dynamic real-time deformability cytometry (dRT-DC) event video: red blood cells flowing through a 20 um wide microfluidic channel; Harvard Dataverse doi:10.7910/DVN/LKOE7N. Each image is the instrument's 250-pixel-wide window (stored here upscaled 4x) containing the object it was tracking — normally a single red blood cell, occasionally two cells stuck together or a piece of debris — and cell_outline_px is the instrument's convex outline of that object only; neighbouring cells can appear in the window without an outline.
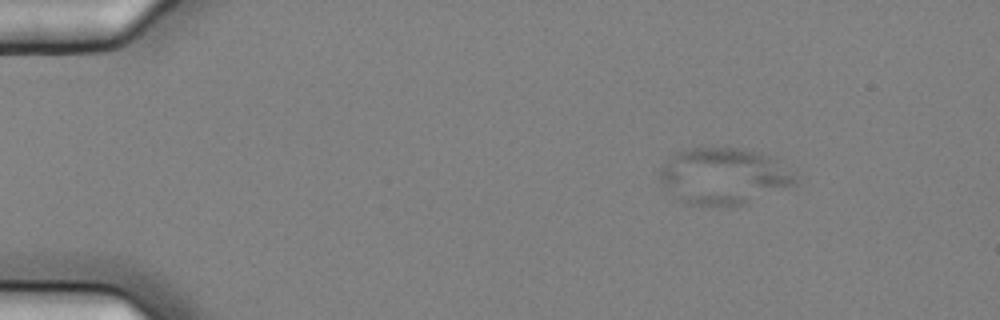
{"species": "common noctule bat (a hibernating species)", "species_latin": "Nyctalus noctula", "temperature_condition": "cold", "stored_images_in_passage": 5, "camera_frame_rate_fps": 3000, "um_per_image_px": 0.085, "animal": {"sex": "female", "body_mass_g": 25.1}, "frame": {"image": 1, "passage_image": 2, "time_ms": 0.333, "image_size_px": [1000, 320], "cell_outline_px": [[796, 180], [792, 184], [748, 204], [736, 208], [688, 204], [680, 200], [660, 180], [660, 168], [672, 156], [680, 152], [692, 148], [736, 148], [756, 152], [772, 156]], "centroid_in_image_um": [61.48, 15.01], "position_along_channel_um": 23.5, "area_um2": 43.75}}
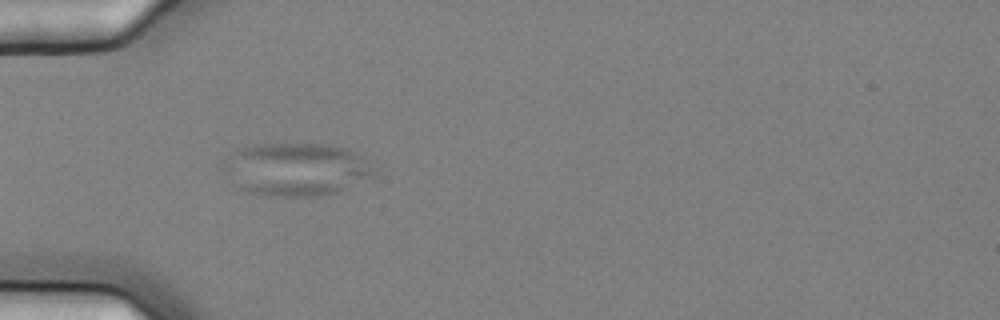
{"frame": {"image": 2, "passage_image": 4, "time_ms": 1.0, "image_size_px": [1000, 320], "cell_outline_px": [[376, 172], [340, 192], [320, 196], [268, 196], [244, 192], [220, 168], [220, 164], [228, 156], [240, 148], [260, 144], [332, 144], [348, 148], [360, 156]], "centroid_in_image_um": [25.11, 14.39], "position_along_channel_um": 59.9, "area_um2": 46.41}}